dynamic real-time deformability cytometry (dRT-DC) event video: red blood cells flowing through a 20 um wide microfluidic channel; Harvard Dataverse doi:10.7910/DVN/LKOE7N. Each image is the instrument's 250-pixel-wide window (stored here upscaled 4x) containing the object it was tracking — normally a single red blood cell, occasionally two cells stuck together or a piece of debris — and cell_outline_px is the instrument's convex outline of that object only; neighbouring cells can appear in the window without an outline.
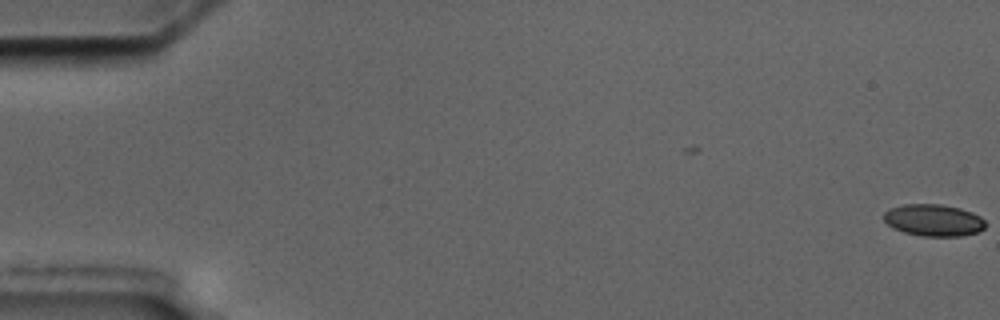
{"species": "common noctule bat (a hibernating species)", "species_latin": "Nyctalus noctula", "temperature_condition": "cold", "stored_images_in_passage": 2, "camera_frame_rate_fps": 3000, "um_per_image_px": 0.085, "animal": {"sex": "male", "body_mass_g": 17.5, "forearm_length_mm": 52.3}, "frame": {"image": 1, "passage_image": 2, "time_ms": 1.0, "image_size_px": [1000, 320], "cell_outline_px": [[984, 228], [980, 232], [960, 236], [920, 236], [904, 232], [892, 228], [884, 220], [884, 212], [888, 208], [904, 204], [940, 204], [960, 208], [972, 212], [980, 216], [984, 220]], "centroid_in_image_um": [79.34, 18.71], "position_along_channel_um": 5.7, "area_um2": 19.02}}